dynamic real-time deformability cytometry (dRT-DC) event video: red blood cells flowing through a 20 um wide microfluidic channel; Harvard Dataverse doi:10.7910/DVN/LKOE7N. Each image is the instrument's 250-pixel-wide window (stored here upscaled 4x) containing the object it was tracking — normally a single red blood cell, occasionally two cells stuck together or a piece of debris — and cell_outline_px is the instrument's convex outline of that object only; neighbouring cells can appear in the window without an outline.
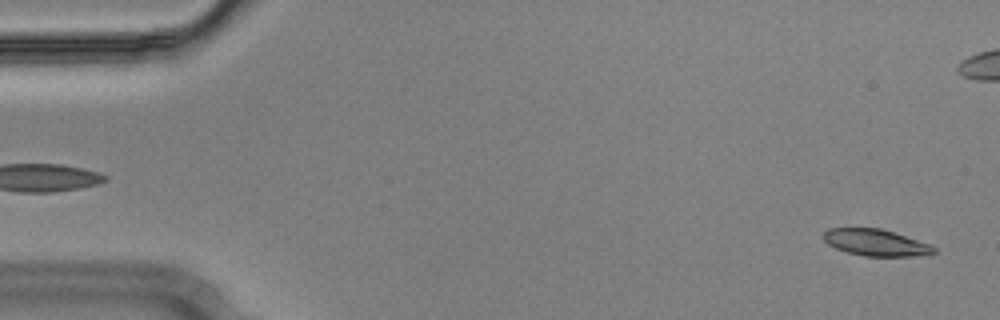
{"species": "Egyptian fruit bat (a non-hibernating species)", "species_latin": "Rousettus aegyptiacus", "temperature_condition": "cold", "stored_images_in_passage": 55, "camera_frame_rate_fps": 3000, "um_per_image_px": 0.085, "animal": {"sex": "male"}, "frame": {"image": 1, "passage_image": 2, "time_ms": 0.333, "image_size_px": [1000, 320], "cell_outline_px": [[936, 252], [932, 256], [864, 256], [848, 252], [836, 248], [828, 244], [820, 236], [828, 228], [880, 228], [932, 244], [936, 248]], "centroid_in_image_um": [74.49, 20.63], "position_along_channel_um": 10.5, "area_um2": 17.4}}
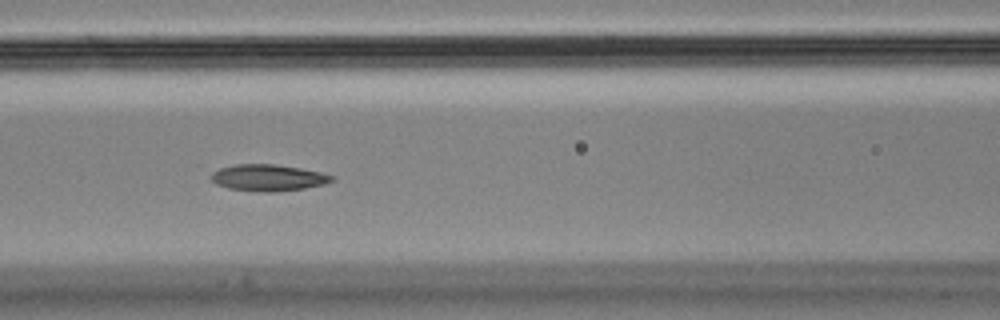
{"frame": {"image": 2, "passage_image": 23, "time_ms": 7.333, "image_size_px": [1000, 320], "cell_outline_px": [[336, 180], [324, 184], [304, 188], [272, 192], [260, 192], [228, 188], [216, 184], [212, 180], [212, 172], [220, 168], [236, 164], [276, 164], [300, 168], [320, 172], [336, 176]], "centroid_in_image_um": [22.82, 15.1], "position_along_channel_um": 143.8, "area_um2": 18.67}}
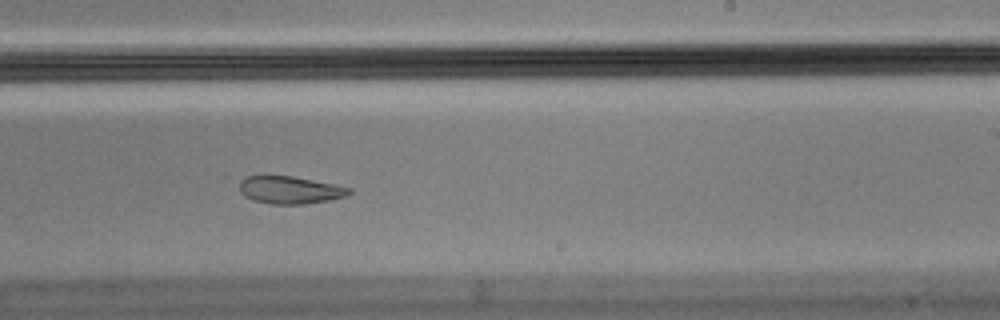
{"frame": {"image": 3, "passage_image": 33, "time_ms": 10.667, "image_size_px": [1000, 320], "cell_outline_px": [[352, 192], [348, 196], [328, 200], [304, 204], [272, 204], [252, 200], [244, 196], [240, 192], [240, 180], [244, 176], [292, 176], [352, 188]], "centroid_in_image_um": [24.63, 16.15], "position_along_channel_um": 264.4, "area_um2": 17.57}, "authors_computed_cell_mechanics": {"area_um2": 18.785, "velocity_mm_per_s": 3.6406, "shape_relaxation_time_tau1_ms": null, "shape_relaxation_time_tau2_ms": 5.285, "deformation_change_tau1": null, "deformation_change_tau2": 0.1255}}